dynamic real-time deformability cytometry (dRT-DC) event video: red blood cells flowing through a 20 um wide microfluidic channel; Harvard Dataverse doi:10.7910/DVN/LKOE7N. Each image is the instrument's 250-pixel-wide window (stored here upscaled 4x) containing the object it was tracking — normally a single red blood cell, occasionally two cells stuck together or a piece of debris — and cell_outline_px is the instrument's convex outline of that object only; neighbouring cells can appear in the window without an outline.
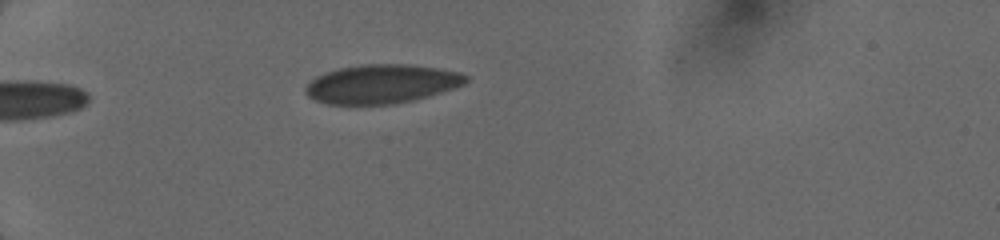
{"species": "human", "species_latin": "Homo sapiens", "temperature_condition": "cold", "stored_images_in_passage": 27, "camera_frame_rate_fps": 3000, "um_per_image_px": 0.085, "donor": {"sex": "female"}, "frame": {"image": 1, "passage_image": 1, "time_ms": 0.0, "image_size_px": [1000, 240], "cell_outline_px": [[468, 80], [464, 84], [428, 96], [412, 100], [392, 104], [328, 104], [316, 100], [308, 96], [304, 92], [304, 88], [316, 76], [340, 68], [360, 64], [404, 64], [436, 68], [460, 72], [468, 76]], "centroid_in_image_um": [32.42, 7.13], "position_along_channel_um": 52.6, "area_um2": 36.01}}
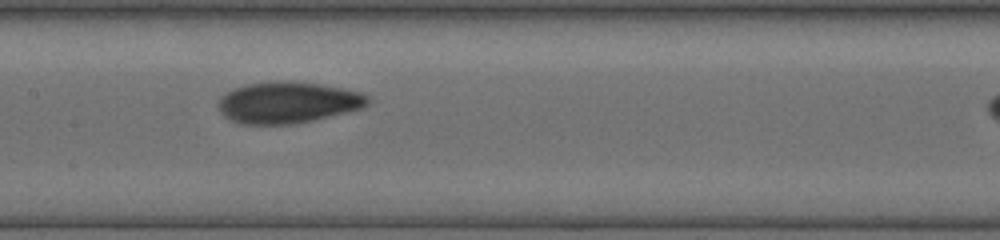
{"frame": {"image": 2, "passage_image": 13, "time_ms": 2.333, "image_size_px": [1000, 240], "cell_outline_px": [[372, 100], [364, 108], [296, 124], [240, 124], [224, 116], [220, 112], [216, 104], [220, 96], [224, 92], [232, 88], [248, 84], [276, 80], [284, 80], [320, 84], [360, 92], [368, 96]], "centroid_in_image_um": [24.43, 8.71], "position_along_channel_um": 183.0, "area_um2": 36.47}}
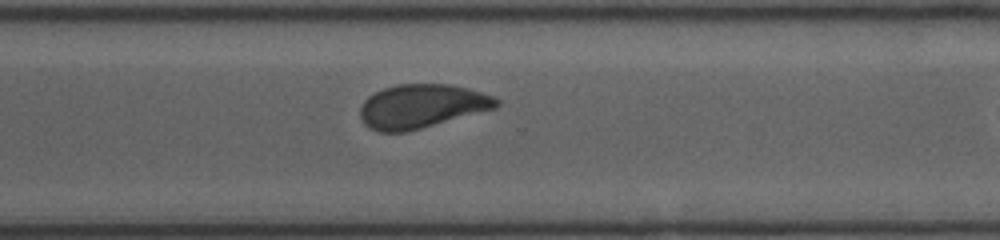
{"frame": {"image": 3, "passage_image": 25, "time_ms": 4.667, "image_size_px": [1000, 240], "cell_outline_px": [[500, 104], [496, 108], [408, 132], [380, 132], [364, 124], [360, 116], [360, 108], [364, 100], [368, 96], [384, 88], [396, 84], [448, 84], [468, 88], [496, 96], [500, 100]], "centroid_in_image_um": [35.87, 9.02], "position_along_channel_um": 334.7, "area_um2": 34.97}}